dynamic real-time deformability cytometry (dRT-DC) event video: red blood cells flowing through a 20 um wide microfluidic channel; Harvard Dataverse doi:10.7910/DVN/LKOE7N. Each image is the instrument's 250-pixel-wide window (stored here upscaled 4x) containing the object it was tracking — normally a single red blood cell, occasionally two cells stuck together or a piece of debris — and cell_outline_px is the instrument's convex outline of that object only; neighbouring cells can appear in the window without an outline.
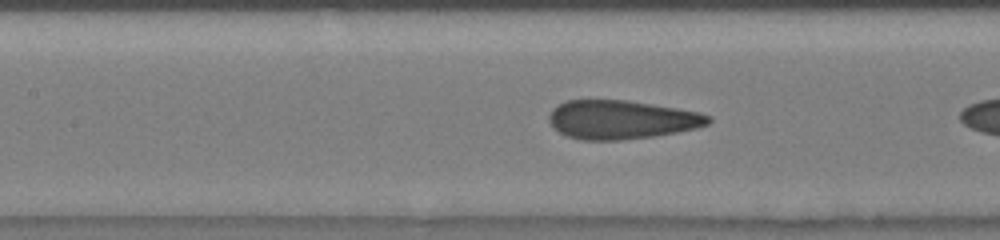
{"species": "human", "species_latin": "Homo sapiens", "temperature_condition": "room temperature", "stored_images_in_passage": 8, "camera_frame_rate_fps": 3000, "um_per_image_px": 0.085, "donor": {"sex": "male"}, "frame": {"image": 1, "passage_image": 6, "time_ms": 1.667, "image_size_px": [1000, 240], "cell_outline_px": [[712, 120], [708, 124], [696, 128], [676, 132], [652, 136], [620, 140], [580, 140], [568, 136], [552, 128], [548, 120], [548, 116], [552, 108], [568, 100], [624, 100], [676, 108], [700, 112], [712, 116]], "centroid_in_image_um": [52.8, 10.17], "position_along_channel_um": 154.6, "area_um2": 35.89}}